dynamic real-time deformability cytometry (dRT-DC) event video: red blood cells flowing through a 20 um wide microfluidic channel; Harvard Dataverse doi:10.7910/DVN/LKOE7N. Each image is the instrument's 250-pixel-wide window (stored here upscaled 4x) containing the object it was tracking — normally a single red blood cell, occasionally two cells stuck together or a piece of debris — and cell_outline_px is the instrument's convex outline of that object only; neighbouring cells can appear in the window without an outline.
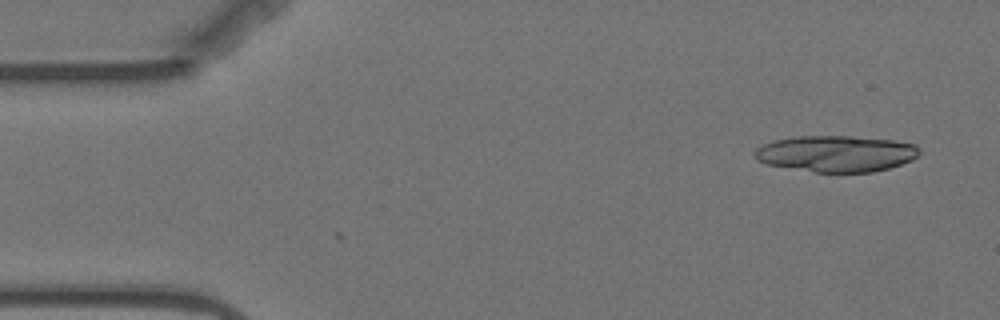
{"species": "Egyptian fruit bat (a non-hibernating species)", "species_latin": "Rousettus aegyptiacus", "temperature_condition": "warm", "stored_images_in_passage": 8, "camera_frame_rate_fps": 3000, "um_per_image_px": 0.085, "animal": {"sex": "female"}, "frame": {"image": 1, "passage_image": 1, "time_ms": 0.0, "image_size_px": [1000, 320], "cell_outline_px": [[920, 152], [912, 160], [888, 168], [872, 172], [816, 172], [768, 164], [756, 160], [756, 148], [764, 144], [776, 140], [796, 136], [852, 136], [892, 140], [916, 144], [920, 148]], "centroid_in_image_um": [71.11, 13.05], "position_along_channel_um": 13.9, "area_um2": 34.56}}
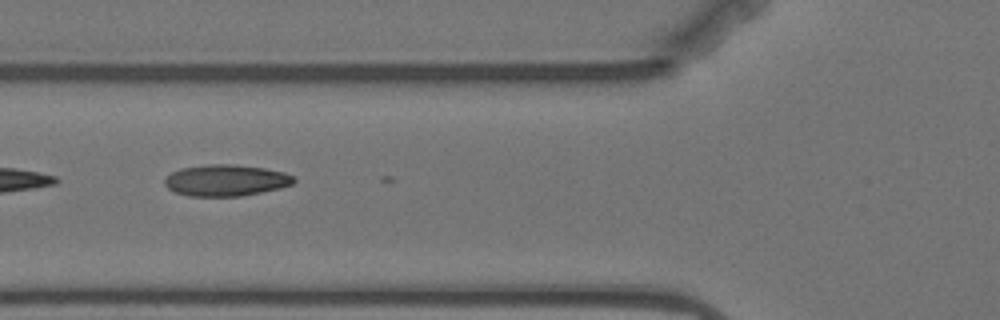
{"frame": {"image": 2, "passage_image": 5, "time_ms": 5.667, "image_size_px": [1000, 320], "cell_outline_px": [[296, 180], [292, 184], [280, 188], [240, 196], [188, 196], [176, 192], [168, 188], [164, 184], [164, 180], [172, 172], [180, 168], [208, 164], [236, 164], [264, 168], [284, 172], [292, 176]], "centroid_in_image_um": [19.19, 15.32], "position_along_channel_um": 106.6, "area_um2": 23.58}}
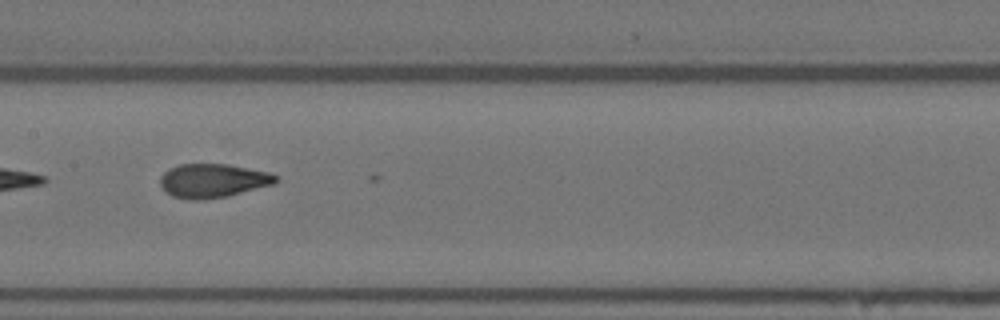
{"frame": {"image": 3, "passage_image": 7, "time_ms": 8.0, "image_size_px": [1000, 320], "cell_outline_px": [[276, 180], [272, 184], [228, 196], [200, 200], [192, 200], [172, 196], [160, 184], [160, 176], [168, 168], [180, 164], [228, 164], [268, 172], [276, 176]], "centroid_in_image_um": [18.05, 15.35], "position_along_channel_um": 189.4, "area_um2": 22.54}}